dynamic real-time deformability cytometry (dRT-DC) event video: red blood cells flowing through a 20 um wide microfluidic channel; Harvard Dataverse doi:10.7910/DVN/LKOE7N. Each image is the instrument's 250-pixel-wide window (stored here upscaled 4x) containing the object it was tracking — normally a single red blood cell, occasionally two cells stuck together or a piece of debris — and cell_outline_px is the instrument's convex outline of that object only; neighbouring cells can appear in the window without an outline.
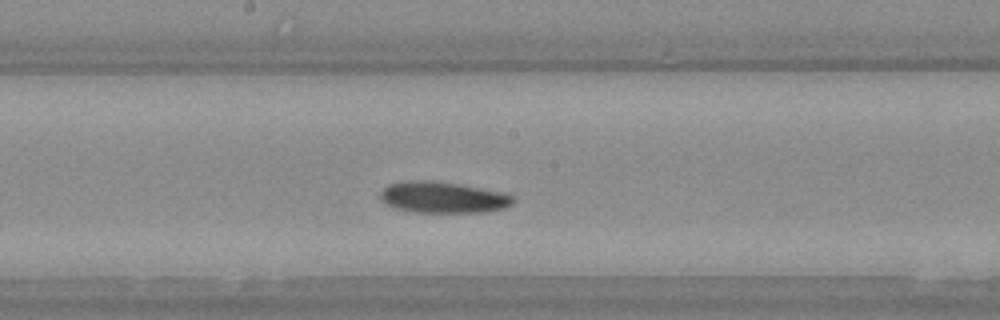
{"species": "Egyptian fruit bat (a non-hibernating species)", "species_latin": "Rousettus aegyptiacus", "temperature_condition": "warm", "stored_images_in_passage": 32, "camera_frame_rate_fps": 3000, "um_per_image_px": 0.085, "animal": {"sex": "female"}, "frame": {"image": 1, "passage_image": 14, "time_ms": 4.333, "image_size_px": [1000, 320], "cell_outline_px": [[516, 200], [512, 204], [504, 208], [484, 212], [412, 212], [396, 208], [380, 200], [380, 192], [388, 184], [400, 180], [432, 180], [460, 184], [500, 192], [516, 196]], "centroid_in_image_um": [37.63, 16.76], "position_along_channel_um": 210.6, "area_um2": 24.39}}
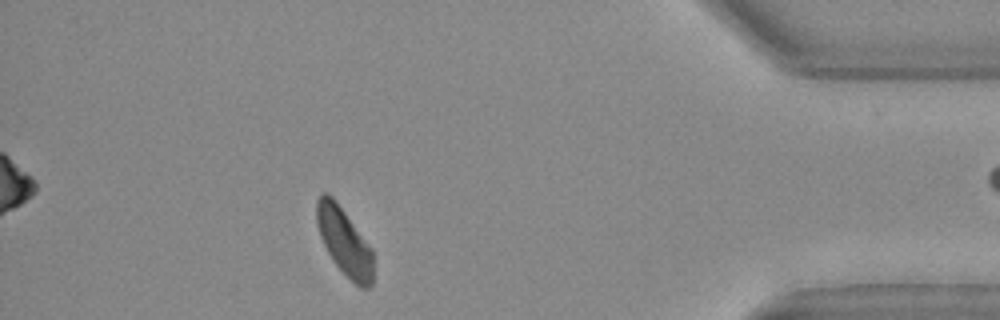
{"frame": {"image": 2, "passage_image": 27, "time_ms": 8.667, "image_size_px": [1000, 320], "cell_outline_px": [[372, 284], [368, 288], [360, 288], [336, 264], [328, 252], [320, 236], [316, 224], [316, 200], [320, 192], [328, 192], [332, 196], [372, 248]], "centroid_in_image_um": [29.24, 20.48], "position_along_channel_um": 406.0, "area_um2": 21.91}}